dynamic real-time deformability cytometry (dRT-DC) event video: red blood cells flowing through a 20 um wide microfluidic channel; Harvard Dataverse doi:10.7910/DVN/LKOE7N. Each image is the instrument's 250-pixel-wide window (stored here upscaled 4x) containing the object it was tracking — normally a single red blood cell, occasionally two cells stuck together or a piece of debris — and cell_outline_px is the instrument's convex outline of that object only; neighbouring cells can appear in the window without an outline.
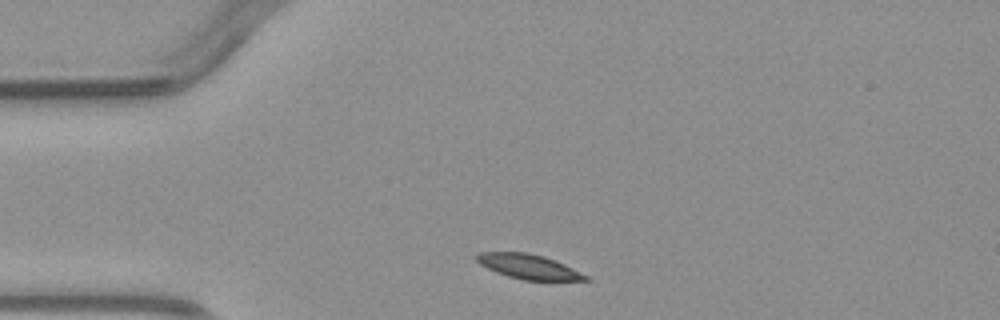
{"species": "common noctule bat (a hibernating species)", "species_latin": "Nyctalus noctula", "temperature_condition": "warm", "stored_images_in_passage": 3, "camera_frame_rate_fps": 3000, "um_per_image_px": 0.085, "animal": {"sex": "male", "body_mass_g": 23.1, "forearm_length_mm": 52.7}, "frame": {"image": 1, "passage_image": 1, "time_ms": 0.0, "image_size_px": [1000, 320], "cell_outline_px": [[592, 280], [524, 280], [508, 276], [496, 272], [480, 264], [472, 256], [476, 252], [528, 252], [544, 256], [556, 260], [588, 276]], "centroid_in_image_um": [44.89, 22.64], "position_along_channel_um": 40.1, "area_um2": 15.72}}
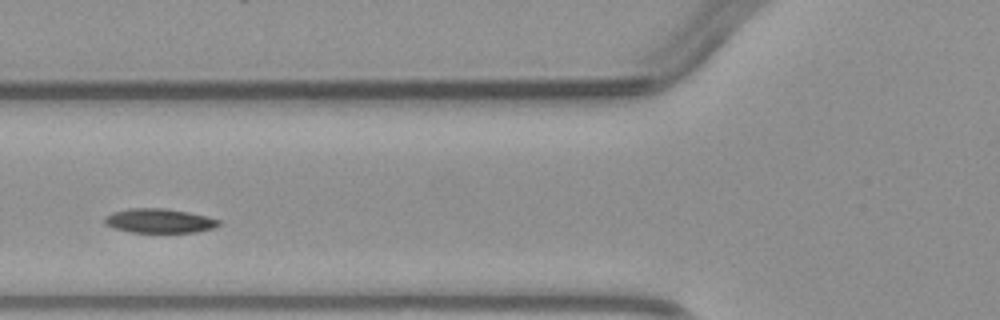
{"frame": {"image": 2, "passage_image": 3, "time_ms": 2.333, "image_size_px": [1000, 320], "cell_outline_px": [[220, 224], [212, 228], [196, 232], [132, 232], [112, 228], [104, 224], [104, 216], [112, 212], [128, 208], [164, 208], [188, 212], [208, 216], [220, 220]], "centroid_in_image_um": [13.5, 18.76], "position_along_channel_um": 112.3, "area_um2": 16.24}}